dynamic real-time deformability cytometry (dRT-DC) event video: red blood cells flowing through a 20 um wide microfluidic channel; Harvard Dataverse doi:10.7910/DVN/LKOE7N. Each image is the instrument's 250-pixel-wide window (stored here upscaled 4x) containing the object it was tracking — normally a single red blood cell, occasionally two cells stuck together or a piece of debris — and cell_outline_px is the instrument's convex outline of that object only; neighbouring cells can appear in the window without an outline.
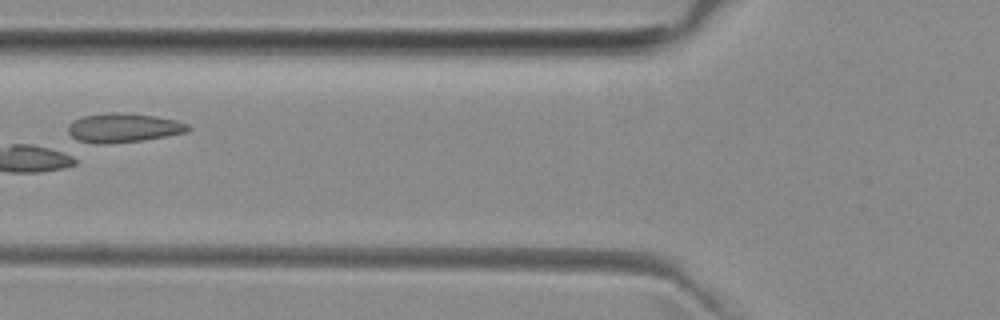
{"species": "common noctule bat (a hibernating species)", "species_latin": "Nyctalus noctula", "temperature_condition": "room temperature", "stored_images_in_passage": 6, "camera_frame_rate_fps": 3000, "um_per_image_px": 0.085, "animal": {"sex": "female", "body_mass_g": 29.2, "forearm_length_mm": 56.3}, "frame": {"image": 1, "passage_image": 4, "time_ms": 4.333, "image_size_px": [1000, 320], "cell_outline_px": [[192, 128], [188, 132], [144, 140], [112, 144], [76, 144], [68, 132], [68, 124], [84, 116], [108, 112], [120, 112], [156, 116], [176, 120], [188, 124]], "centroid_in_image_um": [10.44, 10.89], "position_along_channel_um": 115.4, "area_um2": 20.98}}
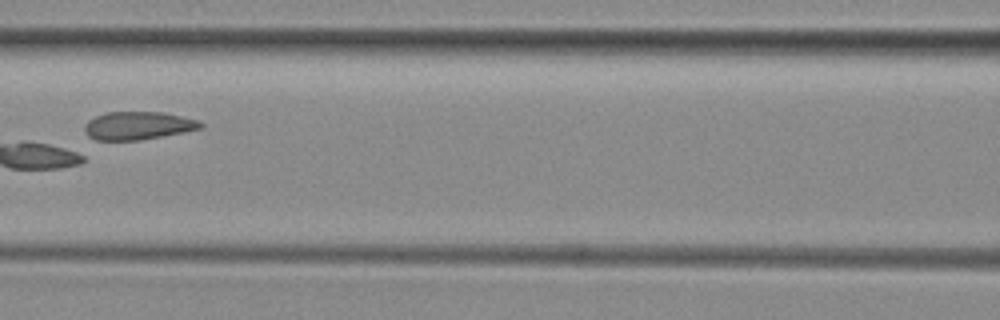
{"frame": {"image": 2, "passage_image": 5, "time_ms": 5.333, "image_size_px": [1000, 320], "cell_outline_px": [[204, 124], [200, 128], [140, 140], [96, 140], [88, 136], [84, 132], [84, 124], [88, 120], [96, 116], [108, 112], [164, 112], [200, 120]], "centroid_in_image_um": [11.69, 10.67], "position_along_channel_um": 154.9, "area_um2": 18.84}}